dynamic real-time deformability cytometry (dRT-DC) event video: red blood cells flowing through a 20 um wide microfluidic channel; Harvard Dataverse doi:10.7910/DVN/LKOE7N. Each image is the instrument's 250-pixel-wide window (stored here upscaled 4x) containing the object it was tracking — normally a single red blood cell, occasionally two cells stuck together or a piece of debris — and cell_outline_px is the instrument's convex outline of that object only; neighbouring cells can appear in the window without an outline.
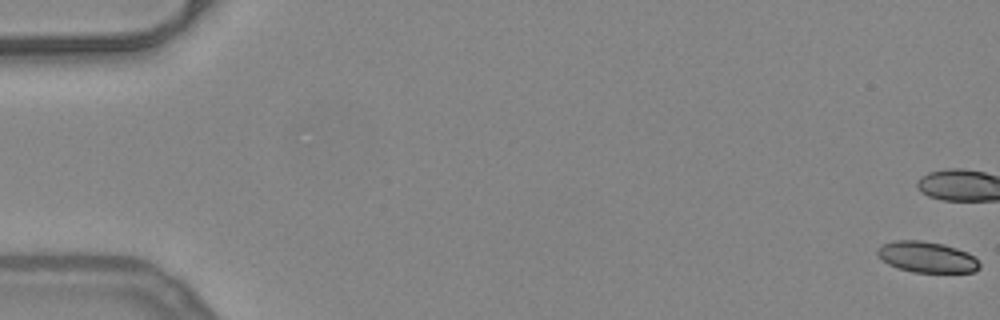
{"species": "common noctule bat (a hibernating species)", "species_latin": "Nyctalus noctula", "temperature_condition": "warm", "stored_images_in_passage": 14, "camera_frame_rate_fps": 3000, "um_per_image_px": 0.085, "animal": {"sex": "female", "body_mass_g": 24.6, "forearm_length_mm": 56.2}, "frame": {"image": 1, "passage_image": 1, "time_ms": 0.0, "image_size_px": [1000, 320], "cell_outline_px": [[980, 268], [976, 272], [912, 272], [888, 264], [876, 252], [876, 248], [880, 244], [896, 240], [920, 240], [944, 244], [968, 252], [980, 264]], "centroid_in_image_um": [78.78, 21.84], "position_along_channel_um": 6.2, "area_um2": 18.38}}